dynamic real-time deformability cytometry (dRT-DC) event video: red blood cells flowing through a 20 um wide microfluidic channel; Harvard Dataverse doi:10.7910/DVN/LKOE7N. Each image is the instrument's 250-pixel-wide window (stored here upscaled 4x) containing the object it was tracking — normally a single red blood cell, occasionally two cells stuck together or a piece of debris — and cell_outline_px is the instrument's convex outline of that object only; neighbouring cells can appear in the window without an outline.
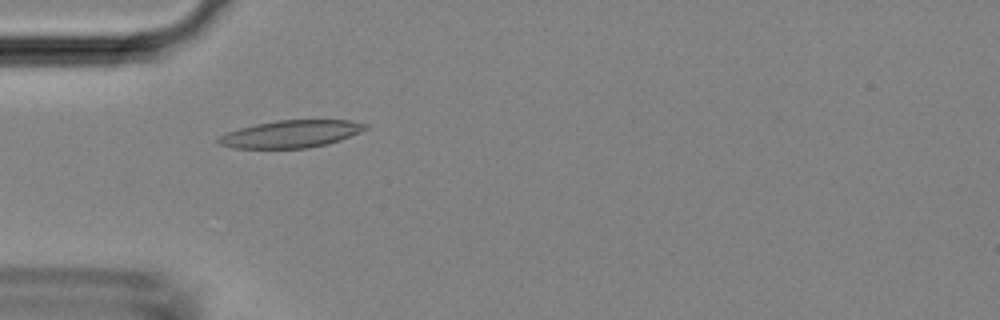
{"species": "Egyptian fruit bat (a non-hibernating species)", "species_latin": "Rousettus aegyptiacus", "temperature_condition": "room temperature", "stored_images_in_passage": 11, "camera_frame_rate_fps": 3000, "um_per_image_px": 0.085, "animal": {"sex": "female"}, "frame": {"image": 1, "passage_image": 10, "time_ms": 3.0, "image_size_px": [1000, 320], "cell_outline_px": [[368, 128], [360, 132], [340, 140], [328, 144], [308, 148], [232, 148], [220, 144], [216, 140], [220, 136], [228, 132], [240, 128], [256, 124], [276, 120], [348, 120], [368, 124]], "centroid_in_image_um": [24.75, 11.39], "position_along_channel_um": 60.3, "area_um2": 23.35}}